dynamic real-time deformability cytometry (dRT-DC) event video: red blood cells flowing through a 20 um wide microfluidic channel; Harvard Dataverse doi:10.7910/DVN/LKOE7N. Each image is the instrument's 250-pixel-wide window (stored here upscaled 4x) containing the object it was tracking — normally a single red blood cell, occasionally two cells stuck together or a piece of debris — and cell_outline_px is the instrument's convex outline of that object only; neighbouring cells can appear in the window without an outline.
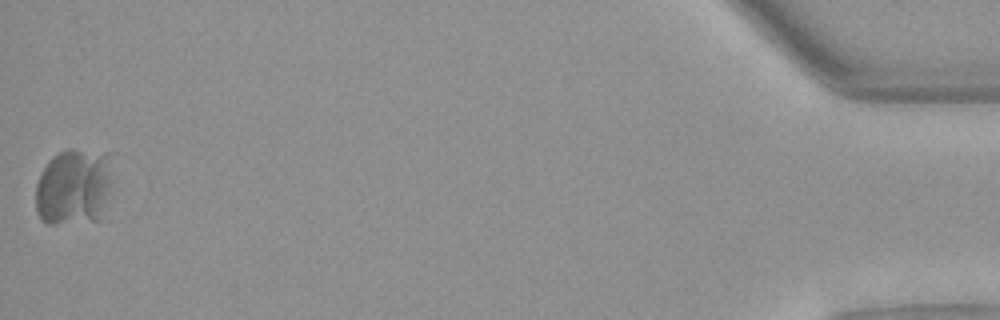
{"species": "Egyptian fruit bat (a non-hibernating species)", "species_latin": "Rousettus aegyptiacus", "temperature_condition": "warm", "stored_images_in_passage": 38, "camera_frame_rate_fps": 3000, "um_per_image_px": 0.085, "animal": {"sex": "female"}, "frame": {"image": 1, "passage_image": 38, "time_ms": 12.333, "image_size_px": [1000, 320], "cell_outline_px": [[116, 152], [112, 188], [104, 220], [56, 224], [44, 224], [40, 220], [36, 212], [36, 184], [44, 168], [52, 156], [68, 148], [72, 148]], "centroid_in_image_um": [6.41, 15.86], "position_along_channel_um": 428.8, "area_um2": 36.7}}